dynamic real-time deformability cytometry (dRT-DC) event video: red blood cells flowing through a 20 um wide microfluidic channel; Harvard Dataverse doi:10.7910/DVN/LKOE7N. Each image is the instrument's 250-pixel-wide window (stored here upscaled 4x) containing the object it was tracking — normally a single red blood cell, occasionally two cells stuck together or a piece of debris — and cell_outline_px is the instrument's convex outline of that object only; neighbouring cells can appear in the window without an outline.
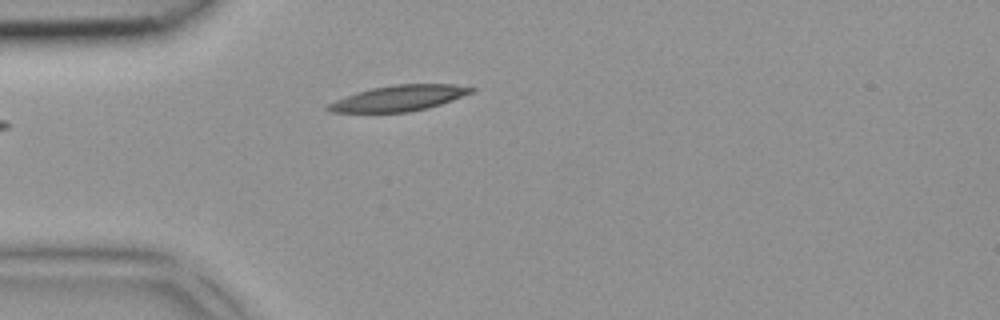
{"species": "common noctule bat (a hibernating species)", "species_latin": "Nyctalus noctula", "temperature_condition": "room temperature", "stored_images_in_passage": 1, "camera_frame_rate_fps": 3000, "um_per_image_px": 0.085, "animal": {"sex": "female", "body_mass_g": 18.4}, "frame": {"image": 1, "passage_image": 1, "time_ms": 0.0, "image_size_px": [1000, 320], "cell_outline_px": [[476, 88], [472, 92], [440, 104], [428, 108], [408, 112], [332, 112], [324, 108], [328, 104], [336, 100], [356, 92], [372, 88], [392, 84], [452, 84]], "centroid_in_image_um": [33.88, 8.34], "position_along_channel_um": 51.1, "area_um2": 21.21}}